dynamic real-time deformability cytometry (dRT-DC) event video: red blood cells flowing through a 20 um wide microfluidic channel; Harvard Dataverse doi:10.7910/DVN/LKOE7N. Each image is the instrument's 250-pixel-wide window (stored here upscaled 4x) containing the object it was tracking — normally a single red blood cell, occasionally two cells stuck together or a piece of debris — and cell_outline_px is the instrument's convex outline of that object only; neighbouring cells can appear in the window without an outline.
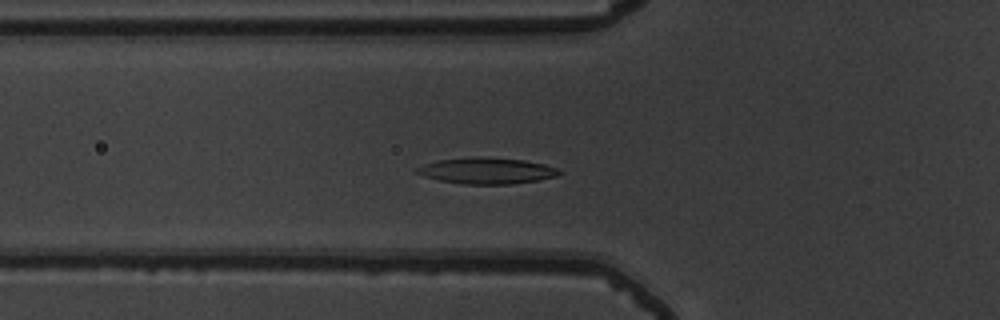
{"species": "common noctule bat (a hibernating species)", "species_latin": "Nyctalus noctula", "temperature_condition": "warm", "stored_images_in_passage": 50, "camera_frame_rate_fps": 3000, "um_per_image_px": 0.085, "animal": {"sex": "male", "body_mass_g": 19.5, "forearm_length_mm": 54.6}, "frame": {"image": 1, "passage_image": 15, "time_ms": 4.667, "image_size_px": [1000, 320], "cell_outline_px": [[564, 172], [556, 176], [536, 180], [512, 184], [464, 184], [440, 180], [424, 176], [416, 172], [416, 168], [424, 164], [436, 160], [524, 160], [544, 164], [556, 168]], "centroid_in_image_um": [41.41, 14.57], "position_along_channel_um": 84.4, "area_um2": 20.35}}
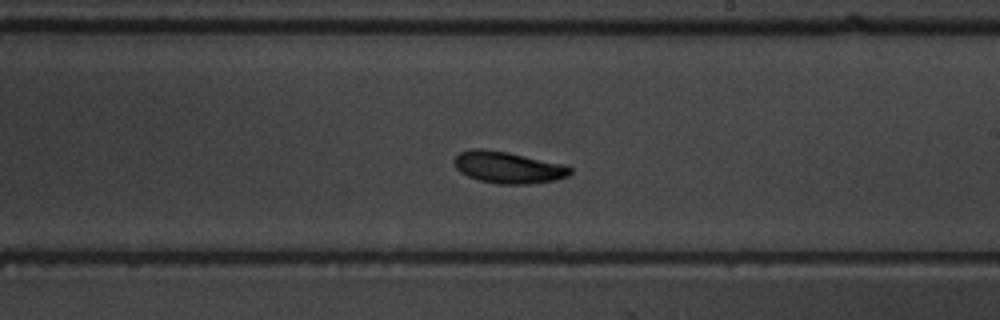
{"frame": {"image": 2, "passage_image": 28, "time_ms": 9.0, "image_size_px": [1000, 320], "cell_outline_px": [[572, 172], [568, 176], [556, 180], [528, 184], [496, 184], [480, 180], [468, 176], [460, 172], [456, 168], [452, 160], [460, 152], [476, 148], [480, 148], [508, 152], [568, 164], [572, 168]], "centroid_in_image_um": [43.23, 14.22], "position_along_channel_um": 245.8, "area_um2": 21.73}}
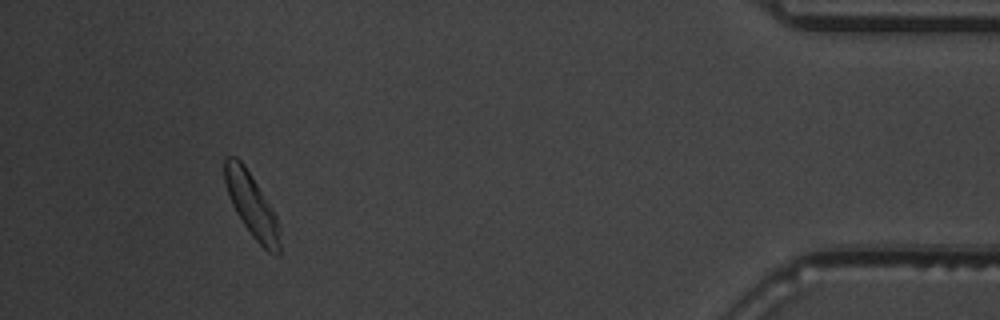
{"frame": {"image": 3, "passage_image": 46, "time_ms": 15.0, "image_size_px": [1000, 320], "cell_outline_px": [[280, 256], [276, 256], [268, 252], [252, 236], [236, 212], [232, 204], [224, 180], [224, 156], [236, 156], [244, 164], [272, 208], [276, 216], [280, 240]], "centroid_in_image_um": [21.39, 17.43], "position_along_channel_um": 413.8, "area_um2": 20.17}, "authors_computed_cell_mechanics": {"area_um2": 20.7502, "velocity_mm_per_s": 3.7235, "shape_relaxation_time_tau1_ms": 3.1934, "shape_relaxation_time_tau2_ms": null, "deformation_change_tau1": 0.1456, "deformation_change_tau2": null}}